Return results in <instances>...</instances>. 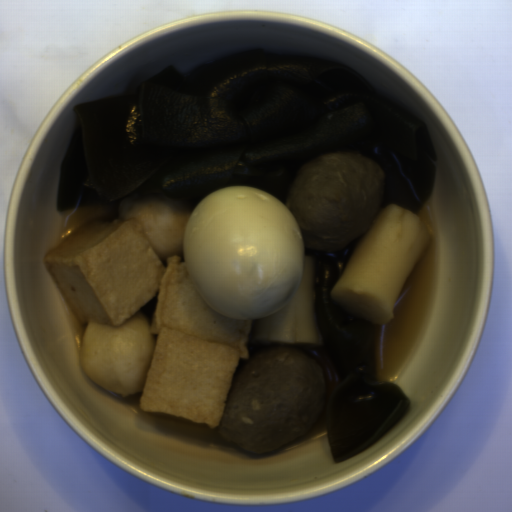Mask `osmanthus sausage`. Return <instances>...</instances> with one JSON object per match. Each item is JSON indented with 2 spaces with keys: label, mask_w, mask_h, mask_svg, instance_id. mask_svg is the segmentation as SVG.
<instances>
[{
  "label": "osmanthus sausage",
  "mask_w": 512,
  "mask_h": 512,
  "mask_svg": "<svg viewBox=\"0 0 512 512\" xmlns=\"http://www.w3.org/2000/svg\"><path fill=\"white\" fill-rule=\"evenodd\" d=\"M430 241L425 222L415 212L391 203L357 243L331 299L373 325L390 324L406 280Z\"/></svg>",
  "instance_id": "1"
},
{
  "label": "osmanthus sausage",
  "mask_w": 512,
  "mask_h": 512,
  "mask_svg": "<svg viewBox=\"0 0 512 512\" xmlns=\"http://www.w3.org/2000/svg\"><path fill=\"white\" fill-rule=\"evenodd\" d=\"M315 277V258L306 255L302 277L292 299L278 311L257 320L258 341L323 344L316 320Z\"/></svg>",
  "instance_id": "2"
}]
</instances>
